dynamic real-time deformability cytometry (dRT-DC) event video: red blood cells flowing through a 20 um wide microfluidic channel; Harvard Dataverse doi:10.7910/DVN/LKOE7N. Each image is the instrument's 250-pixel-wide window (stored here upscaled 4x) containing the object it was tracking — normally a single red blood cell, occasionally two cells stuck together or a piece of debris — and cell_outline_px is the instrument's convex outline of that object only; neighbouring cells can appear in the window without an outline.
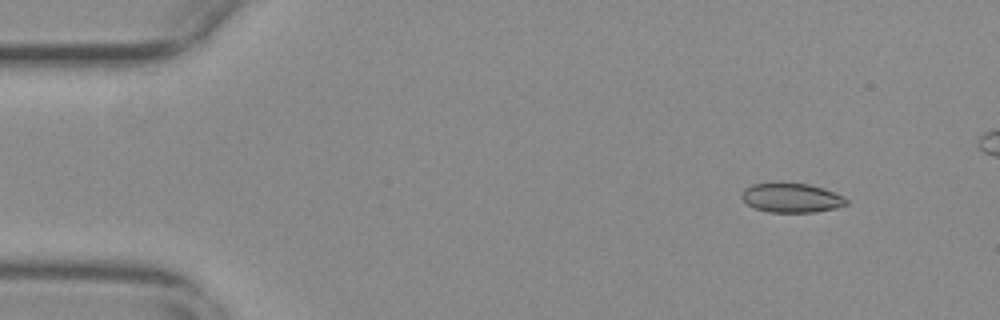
{"species": "common noctule bat (a hibernating species)", "species_latin": "Nyctalus noctula", "temperature_condition": "warm", "stored_images_in_passage": 46, "camera_frame_rate_fps": 3000, "um_per_image_px": 0.085, "animal": {"sex": "female", "body_mass_g": 29.2, "forearm_length_mm": 56.3}, "frame": {"image": 1, "passage_image": 1, "time_ms": 0.0, "image_size_px": [1000, 320], "cell_outline_px": [[848, 204], [836, 208], [812, 212], [768, 212], [756, 208], [748, 204], [740, 196], [744, 188], [752, 184], [780, 180], [808, 184], [824, 188], [844, 196], [848, 200]], "centroid_in_image_um": [67.26, 16.77], "position_along_channel_um": 17.7, "area_um2": 18.44}}
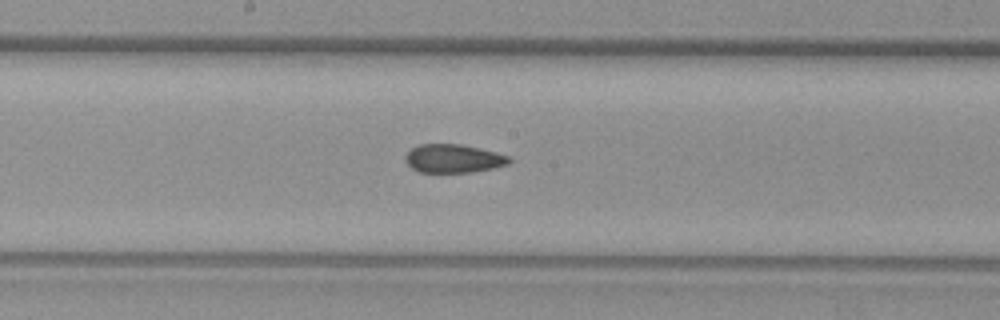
{"frame": {"image": 2, "passage_image": 24, "time_ms": 7.667, "image_size_px": [1000, 320], "cell_outline_px": [[512, 160], [508, 164], [492, 168], [472, 172], [420, 172], [412, 168], [404, 160], [404, 156], [412, 148], [420, 144], [460, 144], [480, 148], [496, 152], [508, 156]], "centroid_in_image_um": [38.53, 13.47], "position_along_channel_um": 209.7, "area_um2": 17.17}}
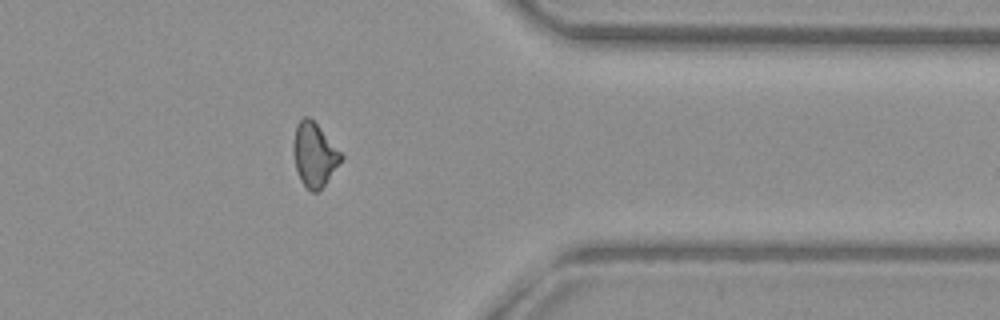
{"frame": {"image": 3, "passage_image": 39, "time_ms": 12.667, "image_size_px": [1000, 320], "cell_outline_px": [[344, 156], [324, 184], [316, 192], [312, 192], [300, 180], [296, 168], [292, 152], [292, 144], [296, 124], [304, 116], [308, 116], [316, 124]], "centroid_in_image_um": [26.67, 13.12], "position_along_channel_um": 384.7, "area_um2": 17.34}}